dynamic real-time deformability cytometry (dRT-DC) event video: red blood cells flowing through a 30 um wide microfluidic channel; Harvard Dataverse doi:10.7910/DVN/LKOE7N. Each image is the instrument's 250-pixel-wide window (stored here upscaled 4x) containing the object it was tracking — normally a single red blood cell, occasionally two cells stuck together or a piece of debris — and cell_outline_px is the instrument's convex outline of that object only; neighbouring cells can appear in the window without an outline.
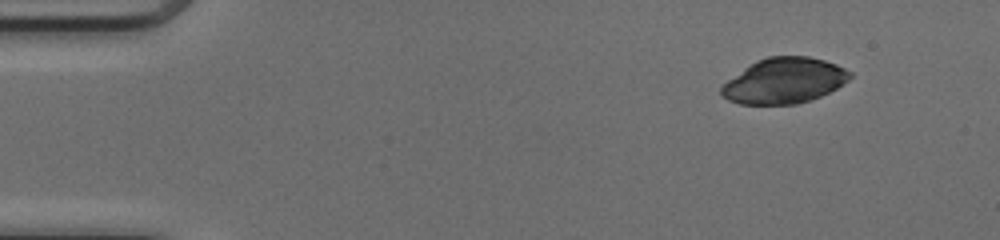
{"species": "common noctule bat (a hibernating species)", "species_latin": "Nyctalus noctula", "temperature_condition": "cold", "stored_images_in_passage": 50, "camera_frame_rate_fps": 3000, "um_per_image_px": 0.085, "animal": {"sex": "female", "body_mass_g": 17.0, "forearm_length_mm": 48.0}, "frame": {"image": 1, "passage_image": 6, "time_ms": 1.667, "image_size_px": [1000, 240], "cell_outline_px": [[852, 76], [848, 80], [836, 88], [820, 96], [796, 104], [740, 104], [728, 100], [720, 92], [720, 88], [728, 80], [744, 68], [768, 56], [808, 56], [824, 60], [836, 64], [852, 72]], "centroid_in_image_um": [66.67, 6.86], "position_along_channel_um": 18.3, "area_um2": 33.7}}